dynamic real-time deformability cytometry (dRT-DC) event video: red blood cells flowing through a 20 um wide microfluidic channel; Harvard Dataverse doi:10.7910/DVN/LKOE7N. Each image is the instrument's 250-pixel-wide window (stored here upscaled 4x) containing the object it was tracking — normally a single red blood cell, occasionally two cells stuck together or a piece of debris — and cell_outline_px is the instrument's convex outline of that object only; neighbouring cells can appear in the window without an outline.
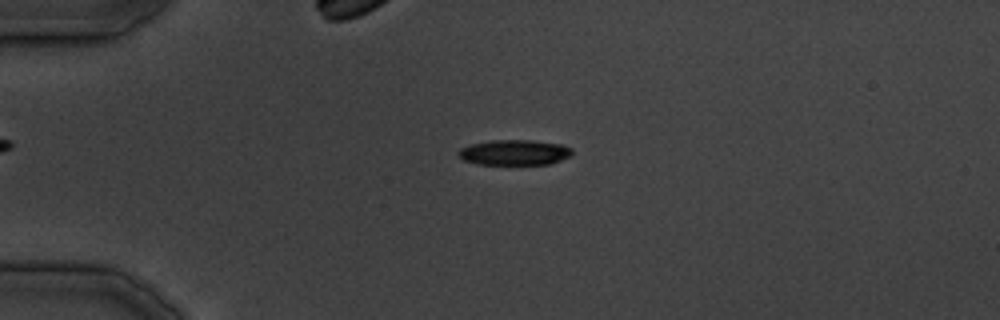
{"species": "common noctule bat (a hibernating species)", "species_latin": "Nyctalus noctula", "temperature_condition": "cold", "stored_images_in_passage": 27, "camera_frame_rate_fps": 3000, "um_per_image_px": 0.085, "animal": {"sex": "male", "body_mass_g": 19.5, "forearm_length_mm": 54.6}, "frame": {"image": 1, "passage_image": 1, "time_ms": 0.0, "image_size_px": [1000, 320], "cell_outline_px": [[572, 156], [552, 164], [476, 164], [464, 160], [456, 152], [460, 148], [468, 144], [492, 140], [532, 140], [564, 144], [572, 148]], "centroid_in_image_um": [43.76, 12.95], "position_along_channel_um": 41.2, "area_um2": 17.11}}